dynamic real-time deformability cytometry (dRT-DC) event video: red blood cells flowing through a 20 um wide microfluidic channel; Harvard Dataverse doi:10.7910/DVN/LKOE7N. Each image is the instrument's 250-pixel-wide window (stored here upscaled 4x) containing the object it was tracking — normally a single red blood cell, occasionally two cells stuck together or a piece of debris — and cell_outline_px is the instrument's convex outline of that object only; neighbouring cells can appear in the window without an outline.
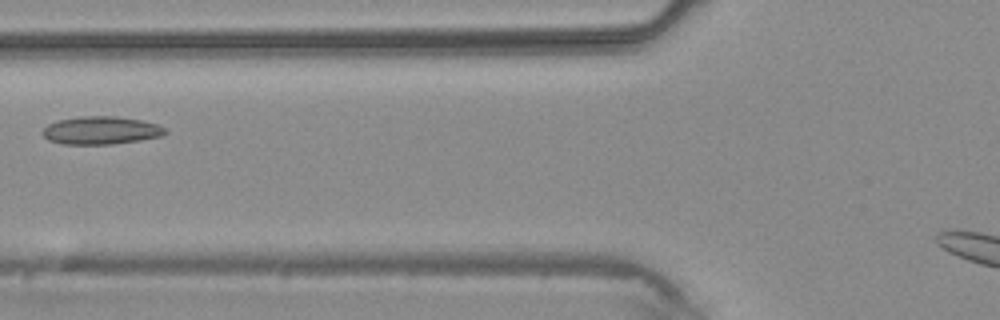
{"species": "common noctule bat (a hibernating species)", "species_latin": "Nyctalus noctula", "temperature_condition": "warm", "stored_images_in_passage": 5, "camera_frame_rate_fps": 3000, "um_per_image_px": 0.085, "animal": {"sex": "male", "body_mass_g": 20.4}, "frame": {"image": 1, "passage_image": 5, "time_ms": 5.667, "image_size_px": [1000, 320], "cell_outline_px": [[168, 132], [160, 136], [140, 140], [112, 144], [64, 144], [48, 140], [40, 132], [48, 124], [56, 120], [80, 116], [116, 116], [140, 120], [156, 124], [164, 128]], "centroid_in_image_um": [8.54, 11.08], "position_along_channel_um": 117.3, "area_um2": 19.94}}